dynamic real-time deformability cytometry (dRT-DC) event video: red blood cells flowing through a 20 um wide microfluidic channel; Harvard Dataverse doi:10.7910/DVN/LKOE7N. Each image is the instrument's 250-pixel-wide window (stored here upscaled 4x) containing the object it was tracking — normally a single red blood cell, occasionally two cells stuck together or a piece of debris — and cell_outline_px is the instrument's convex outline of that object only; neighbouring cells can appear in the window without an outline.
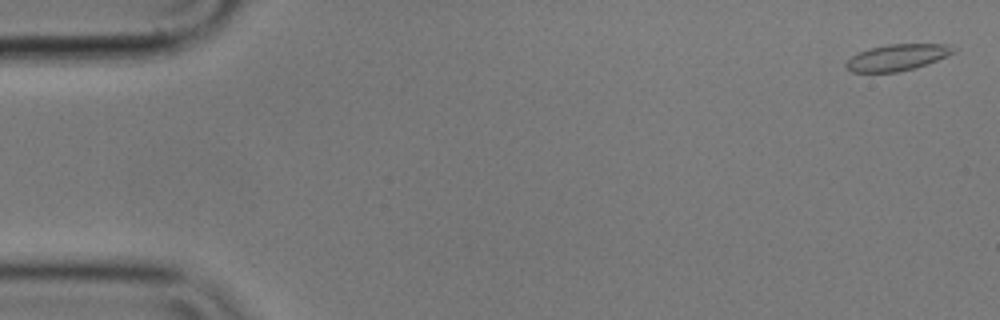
{"species": "common noctule bat (a hibernating species)", "species_latin": "Nyctalus noctula", "temperature_condition": "cold", "stored_images_in_passage": 57, "camera_frame_rate_fps": 3000, "um_per_image_px": 0.085, "animal": {"sex": "male", "body_mass_g": 17.9}, "frame": {"image": 1, "passage_image": 2, "time_ms": 0.333, "image_size_px": [1000, 320], "cell_outline_px": [[956, 52], [936, 60], [912, 68], [896, 72], [852, 72], [844, 64], [852, 56], [868, 48], [888, 44], [948, 44], [956, 48]], "centroid_in_image_um": [76.26, 4.86], "position_along_channel_um": 8.7, "area_um2": 16.24}}
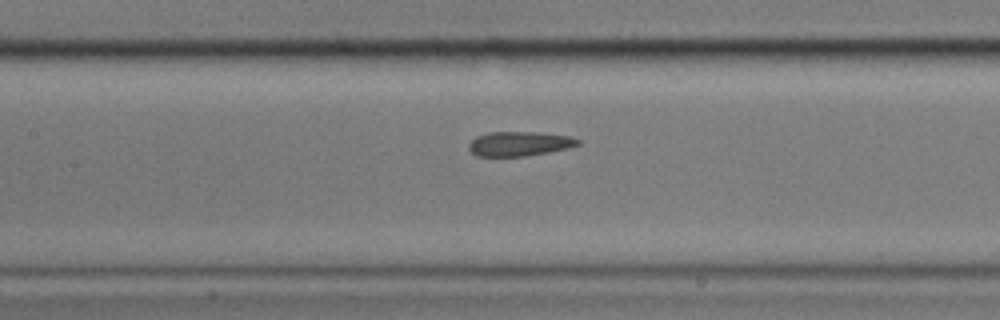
{"frame": {"image": 2, "passage_image": 26, "time_ms": 8.333, "image_size_px": [1000, 320], "cell_outline_px": [[580, 144], [568, 148], [548, 152], [524, 156], [476, 156], [468, 148], [468, 144], [476, 136], [488, 132], [536, 132], [572, 136], [580, 140]], "centroid_in_image_um": [44.15, 12.21], "position_along_channel_um": 163.3, "area_um2": 15.61}}
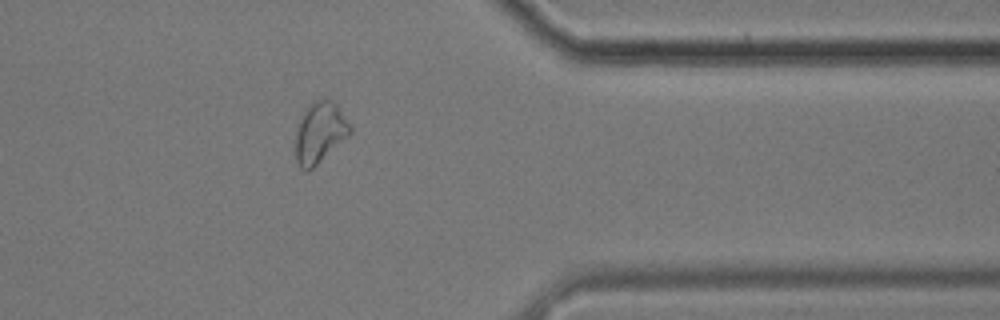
{"frame": {"image": 3, "passage_image": 46, "time_ms": 15.0, "image_size_px": [1000, 320], "cell_outline_px": [[352, 132], [348, 136], [312, 168], [300, 168], [296, 160], [296, 124], [308, 104], [312, 100], [320, 96], [332, 100], [336, 104], [352, 128]], "centroid_in_image_um": [27.17, 11.18], "position_along_channel_um": 384.2, "area_um2": 19.36}, "authors_computed_cell_mechanics": {"area_um2": 16.473, "velocity_mm_per_s": 3.5276, "shape_relaxation_time_tau1_ms": null, "shape_relaxation_time_tau2_ms": 3.3501, "deformation_change_tau1": null, "deformation_change_tau2": 0.0679}}